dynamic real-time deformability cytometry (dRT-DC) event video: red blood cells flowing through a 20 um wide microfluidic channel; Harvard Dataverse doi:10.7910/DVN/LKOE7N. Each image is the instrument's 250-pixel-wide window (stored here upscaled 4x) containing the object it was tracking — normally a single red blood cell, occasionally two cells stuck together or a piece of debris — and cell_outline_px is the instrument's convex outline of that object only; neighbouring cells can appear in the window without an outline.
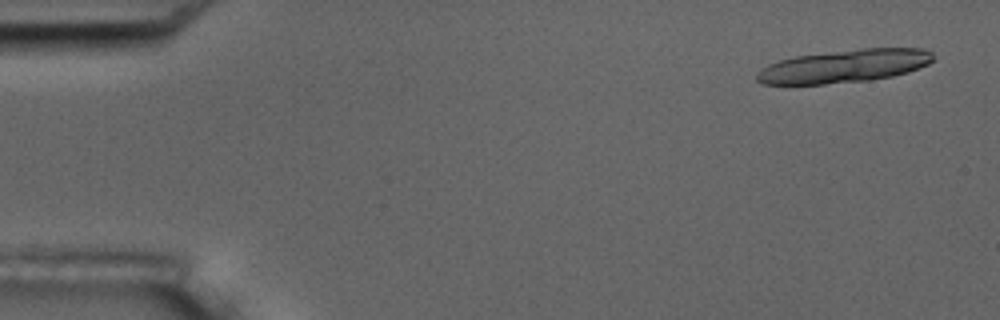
{"species": "common noctule bat (a hibernating species)", "species_latin": "Nyctalus noctula", "temperature_condition": "room temperature", "stored_images_in_passage": 4, "camera_frame_rate_fps": 3000, "um_per_image_px": 0.085, "animal": {"sex": "male", "body_mass_g": 17.5, "forearm_length_mm": 52.3}, "frame": {"image": 1, "passage_image": 1, "time_ms": 0.0, "image_size_px": [1000, 320], "cell_outline_px": [[932, 60], [928, 64], [908, 72], [892, 76], [868, 80], [824, 84], [764, 84], [756, 80], [756, 72], [760, 68], [768, 64], [780, 60], [796, 56], [864, 48], [924, 48], [932, 52]], "centroid_in_image_um": [71.74, 5.62], "position_along_channel_um": 13.3, "area_um2": 33.76}}